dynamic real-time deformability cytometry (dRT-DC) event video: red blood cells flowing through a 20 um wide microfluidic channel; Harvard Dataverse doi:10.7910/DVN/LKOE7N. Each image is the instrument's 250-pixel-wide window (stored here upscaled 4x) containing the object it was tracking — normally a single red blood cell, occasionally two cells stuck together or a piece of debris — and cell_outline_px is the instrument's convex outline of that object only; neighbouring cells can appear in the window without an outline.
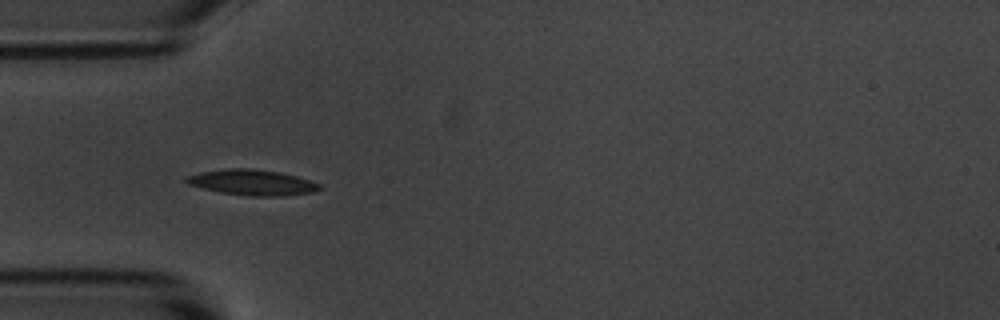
{"species": "common noctule bat (a hibernating species)", "species_latin": "Nyctalus noctula", "temperature_condition": "room temperature", "stored_images_in_passage": 5, "camera_frame_rate_fps": 3000, "um_per_image_px": 0.085, "animal": {"sex": "male", "body_mass_g": 20.1, "forearm_length_mm": 53.5}, "frame": {"image": 1, "passage_image": 4, "time_ms": 3.333, "image_size_px": [1000, 320], "cell_outline_px": [[324, 188], [312, 192], [284, 196], [252, 196], [220, 192], [188, 184], [184, 180], [184, 176], [200, 172], [228, 168], [252, 168], [280, 172], [296, 176], [320, 184]], "centroid_in_image_um": [21.43, 15.5], "position_along_channel_um": 63.6, "area_um2": 19.88}}